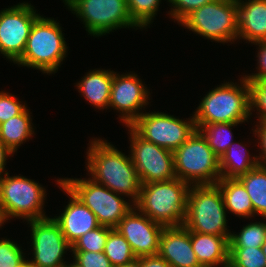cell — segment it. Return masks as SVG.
I'll use <instances>...</instances> for the list:
<instances>
[{
    "label": "cell",
    "instance_id": "42",
    "mask_svg": "<svg viewBox=\"0 0 266 267\" xmlns=\"http://www.w3.org/2000/svg\"><path fill=\"white\" fill-rule=\"evenodd\" d=\"M6 221L7 220H6V218H5L4 214H3V211L0 208V228H1L2 224L6 223Z\"/></svg>",
    "mask_w": 266,
    "mask_h": 267
},
{
    "label": "cell",
    "instance_id": "1",
    "mask_svg": "<svg viewBox=\"0 0 266 267\" xmlns=\"http://www.w3.org/2000/svg\"><path fill=\"white\" fill-rule=\"evenodd\" d=\"M105 141L99 138L89 141L86 169L90 172V179L120 196L131 197L129 199L135 205L139 198L141 182L131 157Z\"/></svg>",
    "mask_w": 266,
    "mask_h": 267
},
{
    "label": "cell",
    "instance_id": "4",
    "mask_svg": "<svg viewBox=\"0 0 266 267\" xmlns=\"http://www.w3.org/2000/svg\"><path fill=\"white\" fill-rule=\"evenodd\" d=\"M67 49L59 22L40 15L33 23L25 50L15 64L50 75L58 71Z\"/></svg>",
    "mask_w": 266,
    "mask_h": 267
},
{
    "label": "cell",
    "instance_id": "36",
    "mask_svg": "<svg viewBox=\"0 0 266 267\" xmlns=\"http://www.w3.org/2000/svg\"><path fill=\"white\" fill-rule=\"evenodd\" d=\"M74 262L80 267H113L104 252L72 251Z\"/></svg>",
    "mask_w": 266,
    "mask_h": 267
},
{
    "label": "cell",
    "instance_id": "28",
    "mask_svg": "<svg viewBox=\"0 0 266 267\" xmlns=\"http://www.w3.org/2000/svg\"><path fill=\"white\" fill-rule=\"evenodd\" d=\"M265 241L266 222H251L243 226L239 233H231L229 248L262 247Z\"/></svg>",
    "mask_w": 266,
    "mask_h": 267
},
{
    "label": "cell",
    "instance_id": "16",
    "mask_svg": "<svg viewBox=\"0 0 266 267\" xmlns=\"http://www.w3.org/2000/svg\"><path fill=\"white\" fill-rule=\"evenodd\" d=\"M164 227L133 206L115 229L129 242L136 257L140 258L158 255Z\"/></svg>",
    "mask_w": 266,
    "mask_h": 267
},
{
    "label": "cell",
    "instance_id": "41",
    "mask_svg": "<svg viewBox=\"0 0 266 267\" xmlns=\"http://www.w3.org/2000/svg\"><path fill=\"white\" fill-rule=\"evenodd\" d=\"M120 267H141V257Z\"/></svg>",
    "mask_w": 266,
    "mask_h": 267
},
{
    "label": "cell",
    "instance_id": "45",
    "mask_svg": "<svg viewBox=\"0 0 266 267\" xmlns=\"http://www.w3.org/2000/svg\"><path fill=\"white\" fill-rule=\"evenodd\" d=\"M66 267H80V266H78L74 261H73V263H68V265L66 266Z\"/></svg>",
    "mask_w": 266,
    "mask_h": 267
},
{
    "label": "cell",
    "instance_id": "29",
    "mask_svg": "<svg viewBox=\"0 0 266 267\" xmlns=\"http://www.w3.org/2000/svg\"><path fill=\"white\" fill-rule=\"evenodd\" d=\"M132 21L143 29L152 23L157 14L161 0H126Z\"/></svg>",
    "mask_w": 266,
    "mask_h": 267
},
{
    "label": "cell",
    "instance_id": "39",
    "mask_svg": "<svg viewBox=\"0 0 266 267\" xmlns=\"http://www.w3.org/2000/svg\"><path fill=\"white\" fill-rule=\"evenodd\" d=\"M141 267H171V265L159 255L141 257Z\"/></svg>",
    "mask_w": 266,
    "mask_h": 267
},
{
    "label": "cell",
    "instance_id": "6",
    "mask_svg": "<svg viewBox=\"0 0 266 267\" xmlns=\"http://www.w3.org/2000/svg\"><path fill=\"white\" fill-rule=\"evenodd\" d=\"M176 178L192 185H212L221 178L220 158L196 130L173 152Z\"/></svg>",
    "mask_w": 266,
    "mask_h": 267
},
{
    "label": "cell",
    "instance_id": "26",
    "mask_svg": "<svg viewBox=\"0 0 266 267\" xmlns=\"http://www.w3.org/2000/svg\"><path fill=\"white\" fill-rule=\"evenodd\" d=\"M242 123H213L196 126L206 138L209 147L220 158L233 143L232 127Z\"/></svg>",
    "mask_w": 266,
    "mask_h": 267
},
{
    "label": "cell",
    "instance_id": "38",
    "mask_svg": "<svg viewBox=\"0 0 266 267\" xmlns=\"http://www.w3.org/2000/svg\"><path fill=\"white\" fill-rule=\"evenodd\" d=\"M259 123V125H258ZM256 129H252L256 138H258V147L260 146L259 156H257L258 166L266 168V122H258Z\"/></svg>",
    "mask_w": 266,
    "mask_h": 267
},
{
    "label": "cell",
    "instance_id": "17",
    "mask_svg": "<svg viewBox=\"0 0 266 267\" xmlns=\"http://www.w3.org/2000/svg\"><path fill=\"white\" fill-rule=\"evenodd\" d=\"M57 184L66 193L70 200L59 216H54L60 225L65 239L72 245L86 232L99 227L95 214L63 183L57 179Z\"/></svg>",
    "mask_w": 266,
    "mask_h": 267
},
{
    "label": "cell",
    "instance_id": "30",
    "mask_svg": "<svg viewBox=\"0 0 266 267\" xmlns=\"http://www.w3.org/2000/svg\"><path fill=\"white\" fill-rule=\"evenodd\" d=\"M229 267H266L261 247L229 248Z\"/></svg>",
    "mask_w": 266,
    "mask_h": 267
},
{
    "label": "cell",
    "instance_id": "25",
    "mask_svg": "<svg viewBox=\"0 0 266 267\" xmlns=\"http://www.w3.org/2000/svg\"><path fill=\"white\" fill-rule=\"evenodd\" d=\"M245 187L253 206V216L266 218V168L257 166L237 178Z\"/></svg>",
    "mask_w": 266,
    "mask_h": 267
},
{
    "label": "cell",
    "instance_id": "24",
    "mask_svg": "<svg viewBox=\"0 0 266 267\" xmlns=\"http://www.w3.org/2000/svg\"><path fill=\"white\" fill-rule=\"evenodd\" d=\"M30 116L26 108L21 114L0 124V141L13 153L35 132Z\"/></svg>",
    "mask_w": 266,
    "mask_h": 267
},
{
    "label": "cell",
    "instance_id": "35",
    "mask_svg": "<svg viewBox=\"0 0 266 267\" xmlns=\"http://www.w3.org/2000/svg\"><path fill=\"white\" fill-rule=\"evenodd\" d=\"M170 4L171 10L168 12L179 24L187 15L193 10L204 6L213 0H167Z\"/></svg>",
    "mask_w": 266,
    "mask_h": 267
},
{
    "label": "cell",
    "instance_id": "20",
    "mask_svg": "<svg viewBox=\"0 0 266 267\" xmlns=\"http://www.w3.org/2000/svg\"><path fill=\"white\" fill-rule=\"evenodd\" d=\"M230 237L190 231V241L201 267H227Z\"/></svg>",
    "mask_w": 266,
    "mask_h": 267
},
{
    "label": "cell",
    "instance_id": "11",
    "mask_svg": "<svg viewBox=\"0 0 266 267\" xmlns=\"http://www.w3.org/2000/svg\"><path fill=\"white\" fill-rule=\"evenodd\" d=\"M191 117L182 120L164 112H146L130 127L146 141L174 152L197 130Z\"/></svg>",
    "mask_w": 266,
    "mask_h": 267
},
{
    "label": "cell",
    "instance_id": "14",
    "mask_svg": "<svg viewBox=\"0 0 266 267\" xmlns=\"http://www.w3.org/2000/svg\"><path fill=\"white\" fill-rule=\"evenodd\" d=\"M27 222L31 226L33 248V259L28 261L37 267H66L68 262L63 257L72 245L65 239L54 217Z\"/></svg>",
    "mask_w": 266,
    "mask_h": 267
},
{
    "label": "cell",
    "instance_id": "5",
    "mask_svg": "<svg viewBox=\"0 0 266 267\" xmlns=\"http://www.w3.org/2000/svg\"><path fill=\"white\" fill-rule=\"evenodd\" d=\"M226 208L217 184L192 185L187 198L184 226L193 232L230 237Z\"/></svg>",
    "mask_w": 266,
    "mask_h": 267
},
{
    "label": "cell",
    "instance_id": "32",
    "mask_svg": "<svg viewBox=\"0 0 266 267\" xmlns=\"http://www.w3.org/2000/svg\"><path fill=\"white\" fill-rule=\"evenodd\" d=\"M0 240V267H20L26 260L19 244L9 239Z\"/></svg>",
    "mask_w": 266,
    "mask_h": 267
},
{
    "label": "cell",
    "instance_id": "34",
    "mask_svg": "<svg viewBox=\"0 0 266 267\" xmlns=\"http://www.w3.org/2000/svg\"><path fill=\"white\" fill-rule=\"evenodd\" d=\"M21 103L15 95L0 91V124L21 114L27 108L25 103Z\"/></svg>",
    "mask_w": 266,
    "mask_h": 267
},
{
    "label": "cell",
    "instance_id": "2",
    "mask_svg": "<svg viewBox=\"0 0 266 267\" xmlns=\"http://www.w3.org/2000/svg\"><path fill=\"white\" fill-rule=\"evenodd\" d=\"M239 80L240 85L224 81L203 97L193 114L196 126L213 123H245L250 119L249 82L244 76Z\"/></svg>",
    "mask_w": 266,
    "mask_h": 267
},
{
    "label": "cell",
    "instance_id": "15",
    "mask_svg": "<svg viewBox=\"0 0 266 267\" xmlns=\"http://www.w3.org/2000/svg\"><path fill=\"white\" fill-rule=\"evenodd\" d=\"M135 73L118 74L114 72L109 100V108L120 112L119 118L125 126H130L143 112L142 107L149 104V89Z\"/></svg>",
    "mask_w": 266,
    "mask_h": 267
},
{
    "label": "cell",
    "instance_id": "12",
    "mask_svg": "<svg viewBox=\"0 0 266 267\" xmlns=\"http://www.w3.org/2000/svg\"><path fill=\"white\" fill-rule=\"evenodd\" d=\"M130 157L141 184L176 178L173 152L139 136L130 126Z\"/></svg>",
    "mask_w": 266,
    "mask_h": 267
},
{
    "label": "cell",
    "instance_id": "10",
    "mask_svg": "<svg viewBox=\"0 0 266 267\" xmlns=\"http://www.w3.org/2000/svg\"><path fill=\"white\" fill-rule=\"evenodd\" d=\"M67 7L93 37L121 28H139L129 15L126 0H71Z\"/></svg>",
    "mask_w": 266,
    "mask_h": 267
},
{
    "label": "cell",
    "instance_id": "13",
    "mask_svg": "<svg viewBox=\"0 0 266 267\" xmlns=\"http://www.w3.org/2000/svg\"><path fill=\"white\" fill-rule=\"evenodd\" d=\"M40 16L28 2L0 11V53L15 63L23 54L31 27Z\"/></svg>",
    "mask_w": 266,
    "mask_h": 267
},
{
    "label": "cell",
    "instance_id": "22",
    "mask_svg": "<svg viewBox=\"0 0 266 267\" xmlns=\"http://www.w3.org/2000/svg\"><path fill=\"white\" fill-rule=\"evenodd\" d=\"M216 184L220 188L227 212L245 219L253 217L249 194L237 178H220Z\"/></svg>",
    "mask_w": 266,
    "mask_h": 267
},
{
    "label": "cell",
    "instance_id": "33",
    "mask_svg": "<svg viewBox=\"0 0 266 267\" xmlns=\"http://www.w3.org/2000/svg\"><path fill=\"white\" fill-rule=\"evenodd\" d=\"M250 86L251 116L256 108L258 122H266V81H248Z\"/></svg>",
    "mask_w": 266,
    "mask_h": 267
},
{
    "label": "cell",
    "instance_id": "43",
    "mask_svg": "<svg viewBox=\"0 0 266 267\" xmlns=\"http://www.w3.org/2000/svg\"><path fill=\"white\" fill-rule=\"evenodd\" d=\"M20 267H37L35 265H33L32 263H30L28 260H25Z\"/></svg>",
    "mask_w": 266,
    "mask_h": 267
},
{
    "label": "cell",
    "instance_id": "23",
    "mask_svg": "<svg viewBox=\"0 0 266 267\" xmlns=\"http://www.w3.org/2000/svg\"><path fill=\"white\" fill-rule=\"evenodd\" d=\"M243 143L233 142L220 157L221 178H238L258 166L257 156H251Z\"/></svg>",
    "mask_w": 266,
    "mask_h": 267
},
{
    "label": "cell",
    "instance_id": "40",
    "mask_svg": "<svg viewBox=\"0 0 266 267\" xmlns=\"http://www.w3.org/2000/svg\"><path fill=\"white\" fill-rule=\"evenodd\" d=\"M14 153L10 151L1 141H0V176L4 174L5 172V165H6V160H8V156L12 157Z\"/></svg>",
    "mask_w": 266,
    "mask_h": 267
},
{
    "label": "cell",
    "instance_id": "46",
    "mask_svg": "<svg viewBox=\"0 0 266 267\" xmlns=\"http://www.w3.org/2000/svg\"><path fill=\"white\" fill-rule=\"evenodd\" d=\"M71 0H63L64 4L67 5Z\"/></svg>",
    "mask_w": 266,
    "mask_h": 267
},
{
    "label": "cell",
    "instance_id": "3",
    "mask_svg": "<svg viewBox=\"0 0 266 267\" xmlns=\"http://www.w3.org/2000/svg\"><path fill=\"white\" fill-rule=\"evenodd\" d=\"M189 188L188 183L178 178L141 184L139 198L134 206L165 227L182 226L187 211Z\"/></svg>",
    "mask_w": 266,
    "mask_h": 267
},
{
    "label": "cell",
    "instance_id": "19",
    "mask_svg": "<svg viewBox=\"0 0 266 267\" xmlns=\"http://www.w3.org/2000/svg\"><path fill=\"white\" fill-rule=\"evenodd\" d=\"M238 39L266 41V0H237Z\"/></svg>",
    "mask_w": 266,
    "mask_h": 267
},
{
    "label": "cell",
    "instance_id": "7",
    "mask_svg": "<svg viewBox=\"0 0 266 267\" xmlns=\"http://www.w3.org/2000/svg\"><path fill=\"white\" fill-rule=\"evenodd\" d=\"M179 24L205 39L232 43L238 39L237 0H213L193 10Z\"/></svg>",
    "mask_w": 266,
    "mask_h": 267
},
{
    "label": "cell",
    "instance_id": "21",
    "mask_svg": "<svg viewBox=\"0 0 266 267\" xmlns=\"http://www.w3.org/2000/svg\"><path fill=\"white\" fill-rule=\"evenodd\" d=\"M95 70V71H94ZM78 81V92L95 108H109L114 71L94 69Z\"/></svg>",
    "mask_w": 266,
    "mask_h": 267
},
{
    "label": "cell",
    "instance_id": "8",
    "mask_svg": "<svg viewBox=\"0 0 266 267\" xmlns=\"http://www.w3.org/2000/svg\"><path fill=\"white\" fill-rule=\"evenodd\" d=\"M8 175L6 171L0 176V208L6 220L14 217L26 221L45 218V188L24 176Z\"/></svg>",
    "mask_w": 266,
    "mask_h": 267
},
{
    "label": "cell",
    "instance_id": "31",
    "mask_svg": "<svg viewBox=\"0 0 266 267\" xmlns=\"http://www.w3.org/2000/svg\"><path fill=\"white\" fill-rule=\"evenodd\" d=\"M109 234V227L99 226L86 232L73 244L71 251L103 252Z\"/></svg>",
    "mask_w": 266,
    "mask_h": 267
},
{
    "label": "cell",
    "instance_id": "18",
    "mask_svg": "<svg viewBox=\"0 0 266 267\" xmlns=\"http://www.w3.org/2000/svg\"><path fill=\"white\" fill-rule=\"evenodd\" d=\"M158 255L171 267H201L190 241V231L184 226L164 227Z\"/></svg>",
    "mask_w": 266,
    "mask_h": 267
},
{
    "label": "cell",
    "instance_id": "37",
    "mask_svg": "<svg viewBox=\"0 0 266 267\" xmlns=\"http://www.w3.org/2000/svg\"><path fill=\"white\" fill-rule=\"evenodd\" d=\"M254 45L258 47V55L256 56L258 59V67L256 69L258 73L244 75V77L248 81H266V41H260L254 43Z\"/></svg>",
    "mask_w": 266,
    "mask_h": 267
},
{
    "label": "cell",
    "instance_id": "27",
    "mask_svg": "<svg viewBox=\"0 0 266 267\" xmlns=\"http://www.w3.org/2000/svg\"><path fill=\"white\" fill-rule=\"evenodd\" d=\"M103 252L113 267L123 266L137 258L129 242L115 228H109Z\"/></svg>",
    "mask_w": 266,
    "mask_h": 267
},
{
    "label": "cell",
    "instance_id": "9",
    "mask_svg": "<svg viewBox=\"0 0 266 267\" xmlns=\"http://www.w3.org/2000/svg\"><path fill=\"white\" fill-rule=\"evenodd\" d=\"M62 183L95 214L101 226L116 228L134 206L106 186L94 182L90 177L62 178Z\"/></svg>",
    "mask_w": 266,
    "mask_h": 267
},
{
    "label": "cell",
    "instance_id": "44",
    "mask_svg": "<svg viewBox=\"0 0 266 267\" xmlns=\"http://www.w3.org/2000/svg\"><path fill=\"white\" fill-rule=\"evenodd\" d=\"M261 248H262L264 255L266 256V241L264 242Z\"/></svg>",
    "mask_w": 266,
    "mask_h": 267
}]
</instances>
